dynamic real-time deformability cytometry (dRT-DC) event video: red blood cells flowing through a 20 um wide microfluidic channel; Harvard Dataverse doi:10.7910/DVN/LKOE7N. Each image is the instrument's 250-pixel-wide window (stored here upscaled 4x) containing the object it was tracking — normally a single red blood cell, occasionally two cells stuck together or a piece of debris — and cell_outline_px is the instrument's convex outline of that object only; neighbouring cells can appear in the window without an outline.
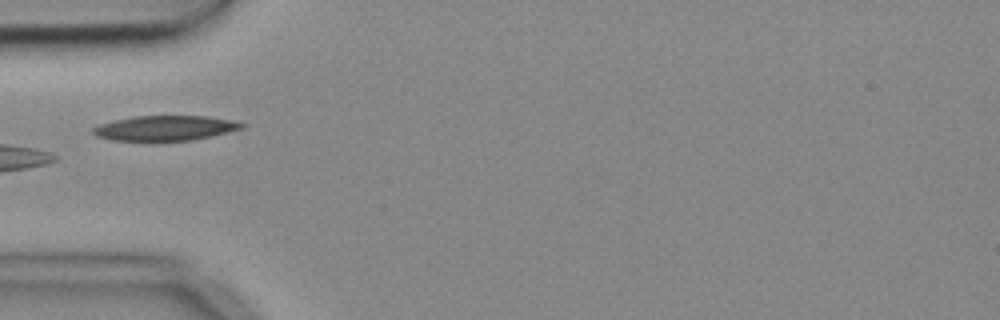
{"species": "common noctule bat (a hibernating species)", "species_latin": "Nyctalus noctula", "temperature_condition": "cold", "stored_images_in_passage": 6, "camera_frame_rate_fps": 3000, "um_per_image_px": 0.085, "animal": {"sex": "female", "body_mass_g": 18.4}, "frame": {"image": 1, "passage_image": 6, "time_ms": 1.667, "image_size_px": [1000, 320], "cell_outline_px": [[248, 124], [244, 128], [192, 140], [112, 140], [96, 136], [92, 132], [92, 128], [100, 124], [112, 120], [132, 116], [208, 116], [236, 120]], "centroid_in_image_um": [14.06, 10.87], "position_along_channel_um": 70.9, "area_um2": 21.68}}